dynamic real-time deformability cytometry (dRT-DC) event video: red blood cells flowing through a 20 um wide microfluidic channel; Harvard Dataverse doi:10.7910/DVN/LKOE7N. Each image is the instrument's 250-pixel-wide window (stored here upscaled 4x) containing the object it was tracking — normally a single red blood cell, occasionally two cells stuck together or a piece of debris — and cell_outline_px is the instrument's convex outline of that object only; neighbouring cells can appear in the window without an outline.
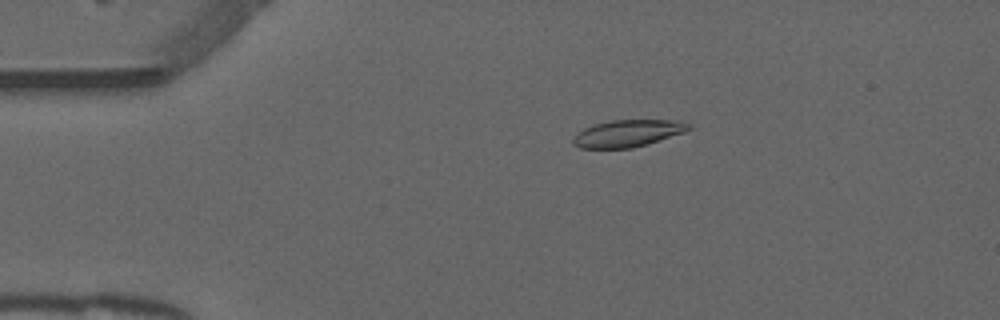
{"species": "common noctule bat (a hibernating species)", "species_latin": "Nyctalus noctula", "temperature_condition": "warm", "stored_images_in_passage": 40, "camera_frame_rate_fps": 3000, "um_per_image_px": 0.085, "animal": {"sex": "male", "forearm_length_mm": 52.5}, "frame": {"image": 1, "passage_image": 10, "time_ms": 3.0, "image_size_px": [1000, 320], "cell_outline_px": [[692, 128], [684, 132], [632, 148], [580, 148], [572, 144], [572, 140], [584, 128], [592, 124], [612, 120], [680, 120], [692, 124]], "centroid_in_image_um": [53.37, 11.32], "position_along_channel_um": 31.6, "area_um2": 18.09}}
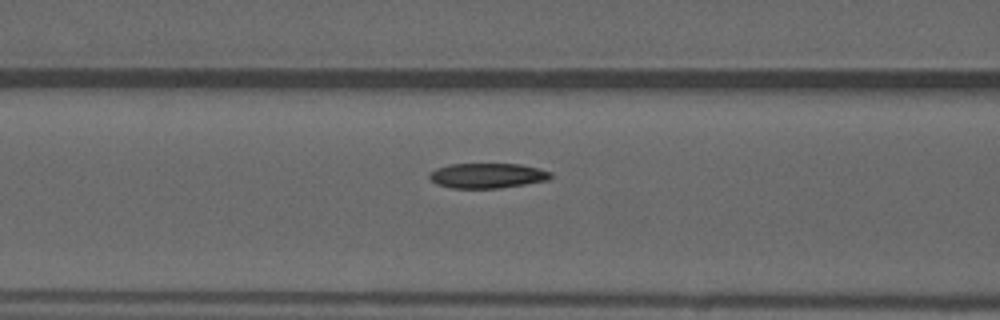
{"frame": {"image": 2, "passage_image": 21, "time_ms": 6.667, "image_size_px": [1000, 320], "cell_outline_px": [[552, 176], [548, 180], [500, 188], [452, 188], [436, 184], [428, 176], [428, 172], [436, 168], [448, 164], [520, 164], [540, 168], [552, 172]], "centroid_in_image_um": [41.41, 14.92], "position_along_channel_um": 125.2, "area_um2": 17.8}}
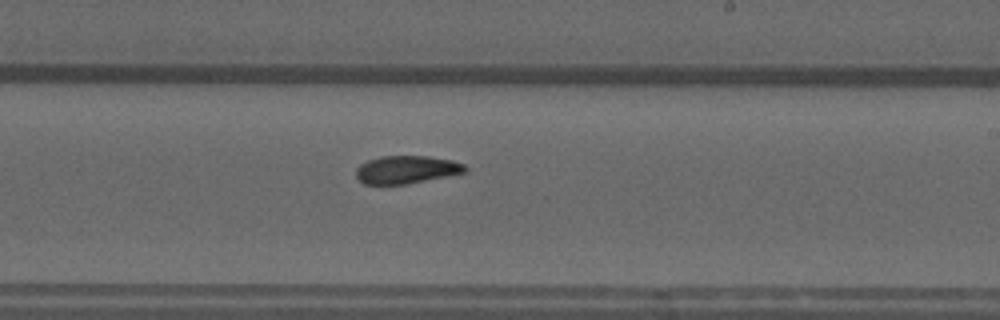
{"frame": {"image": 3, "passage_image": 31, "time_ms": 10.0, "image_size_px": [1000, 320], "cell_outline_px": [[468, 172], [408, 184], [364, 184], [356, 176], [356, 168], [360, 164], [368, 160], [380, 156], [428, 156], [452, 160], [464, 164], [468, 168]], "centroid_in_image_um": [34.58, 14.41], "position_along_channel_um": 254.4, "area_um2": 17.86}, "authors_computed_cell_mechanics": {"area_um2": 18.3226, "velocity_mm_per_s": 3.8973, "shape_relaxation_time_tau1_ms": 9.5677, "shape_relaxation_time_tau2_ms": 3.9877, "deformation_change_tau1": 0.1988, "deformation_change_tau2": 0.1003}}